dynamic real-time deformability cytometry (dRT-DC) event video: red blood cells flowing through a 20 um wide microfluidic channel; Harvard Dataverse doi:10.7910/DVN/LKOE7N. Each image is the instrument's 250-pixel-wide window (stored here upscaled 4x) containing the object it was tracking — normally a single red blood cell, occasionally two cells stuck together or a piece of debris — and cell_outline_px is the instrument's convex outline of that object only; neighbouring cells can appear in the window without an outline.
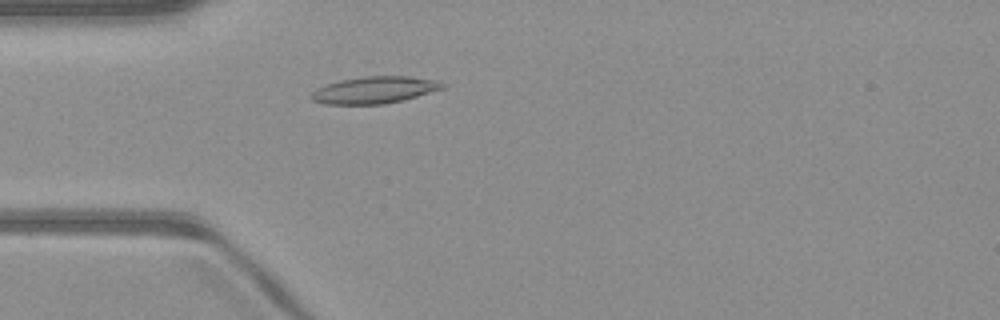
{"species": "common noctule bat (a hibernating species)", "species_latin": "Nyctalus noctula", "temperature_condition": "warm", "stored_images_in_passage": 45, "camera_frame_rate_fps": 3000, "um_per_image_px": 0.085, "animal": {"sex": "male", "body_mass_g": 23.1, "forearm_length_mm": 52.7}, "frame": {"image": 1, "passage_image": 9, "time_ms": 2.667, "image_size_px": [1000, 320], "cell_outline_px": [[444, 88], [404, 100], [384, 104], [324, 104], [312, 100], [308, 96], [316, 88], [340, 80], [364, 76], [408, 76], [436, 80], [444, 84]], "centroid_in_image_um": [31.8, 7.65], "position_along_channel_um": 53.2, "area_um2": 20.58}}
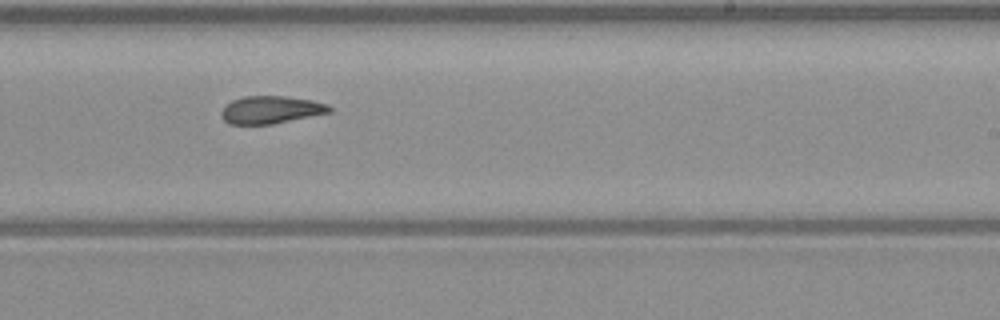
{"frame": {"image": 2, "passage_image": 25, "time_ms": 8.0, "image_size_px": [1000, 320], "cell_outline_px": [[332, 112], [272, 124], [228, 124], [220, 116], [220, 112], [232, 100], [244, 96], [284, 96], [312, 100], [328, 104], [332, 108]], "centroid_in_image_um": [23.03, 9.33], "position_along_channel_um": 266.0, "area_um2": 17.4}}
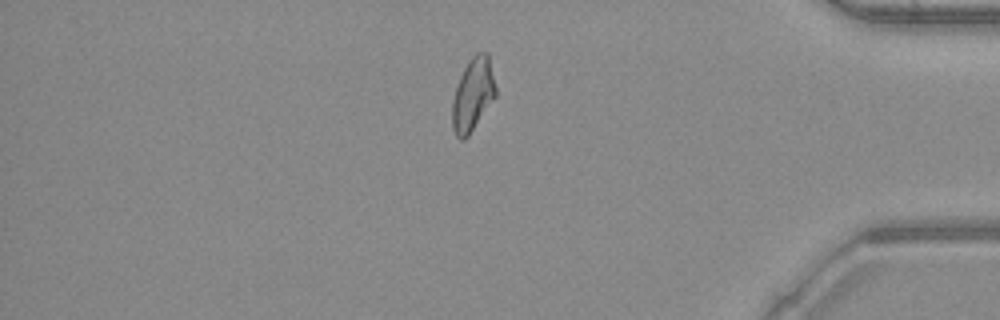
{"frame": {"image": 3, "passage_image": 37, "time_ms": 12.0, "image_size_px": [1000, 320], "cell_outline_px": [[496, 96], [468, 136], [464, 140], [460, 140], [456, 136], [452, 128], [452, 100], [456, 84], [468, 60], [476, 52], [488, 52], [496, 88]], "centroid_in_image_um": [40.18, 8.03], "position_along_channel_um": 395.0, "area_um2": 18.61}, "authors_computed_cell_mechanics": {"area_um2": 18.4382, "velocity_mm_per_s": 4.0879, "shape_relaxation_time_tau1_ms": null, "shape_relaxation_time_tau2_ms": 3.4679, "deformation_change_tau1": null, "deformation_change_tau2": 0.1175}}